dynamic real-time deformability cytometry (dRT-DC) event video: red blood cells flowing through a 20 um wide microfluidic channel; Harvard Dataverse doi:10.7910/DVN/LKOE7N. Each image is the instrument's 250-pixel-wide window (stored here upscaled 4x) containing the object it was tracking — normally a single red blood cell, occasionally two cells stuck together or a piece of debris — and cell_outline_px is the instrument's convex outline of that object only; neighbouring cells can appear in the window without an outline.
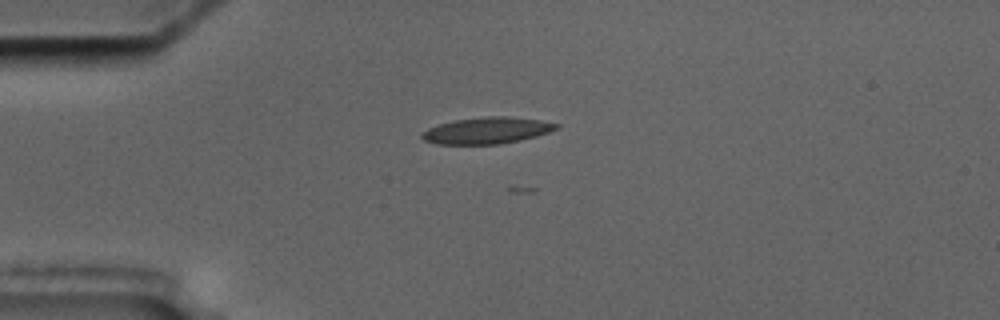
{"species": "common noctule bat (a hibernating species)", "species_latin": "Nyctalus noctula", "temperature_condition": "cold", "stored_images_in_passage": 5, "camera_frame_rate_fps": 3000, "um_per_image_px": 0.085, "animal": {"sex": "male", "body_mass_g": 17.5, "forearm_length_mm": 52.3}, "frame": {"image": 1, "passage_image": 3, "time_ms": 2.333, "image_size_px": [1000, 320], "cell_outline_px": [[560, 124], [556, 128], [548, 132], [536, 136], [520, 140], [500, 144], [436, 144], [424, 140], [420, 136], [420, 132], [428, 128], [452, 120], [488, 116], [508, 116], [540, 120]], "centroid_in_image_um": [41.35, 11.09], "position_along_channel_um": 43.7, "area_um2": 20.75}}